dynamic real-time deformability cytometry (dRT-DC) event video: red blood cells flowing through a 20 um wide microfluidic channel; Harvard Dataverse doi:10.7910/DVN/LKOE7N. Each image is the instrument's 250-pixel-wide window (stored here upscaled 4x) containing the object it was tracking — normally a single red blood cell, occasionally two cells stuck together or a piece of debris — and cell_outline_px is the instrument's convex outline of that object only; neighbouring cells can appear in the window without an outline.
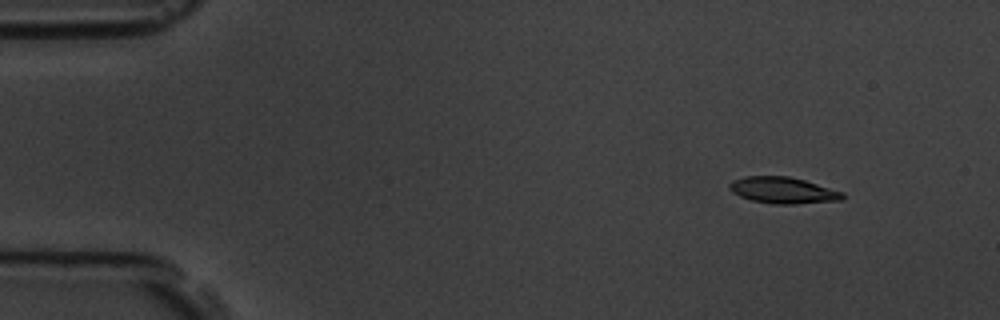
{"species": "common noctule bat (a hibernating species)", "species_latin": "Nyctalus noctula", "temperature_condition": "room temperature", "stored_images_in_passage": 3, "camera_frame_rate_fps": 3000, "um_per_image_px": 0.085, "animal": {"sex": "male", "body_mass_g": 19.5, "forearm_length_mm": 54.6}, "frame": {"image": 1, "passage_image": 1, "time_ms": 0.0, "image_size_px": [1000, 320], "cell_outline_px": [[844, 196], [840, 200], [796, 204], [772, 204], [752, 200], [740, 196], [732, 192], [728, 188], [728, 184], [732, 180], [744, 176], [788, 176], [804, 180], [844, 192]], "centroid_in_image_um": [66.52, 16.17], "position_along_channel_um": 18.5, "area_um2": 17.4}}